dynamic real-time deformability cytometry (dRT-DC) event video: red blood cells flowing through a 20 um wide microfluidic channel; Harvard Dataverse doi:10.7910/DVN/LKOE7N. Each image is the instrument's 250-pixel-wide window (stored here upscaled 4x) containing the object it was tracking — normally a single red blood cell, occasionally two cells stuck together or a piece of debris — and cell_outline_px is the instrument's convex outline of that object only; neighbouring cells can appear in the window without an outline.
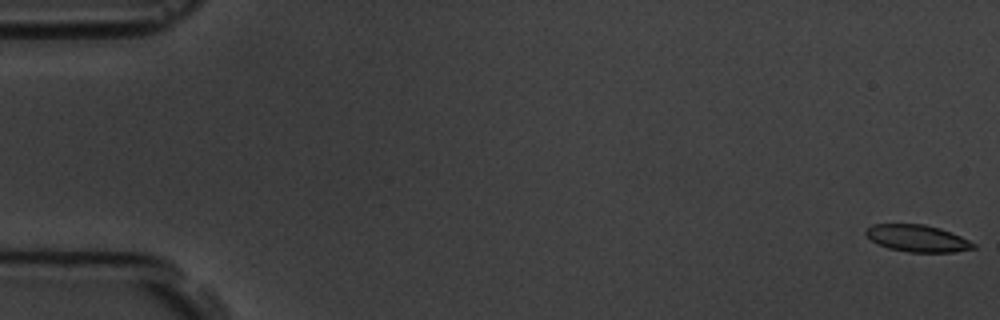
{"species": "common noctule bat (a hibernating species)", "species_latin": "Nyctalus noctula", "temperature_condition": "room temperature", "stored_images_in_passage": 5, "camera_frame_rate_fps": 3000, "um_per_image_px": 0.085, "animal": {"sex": "male", "body_mass_g": 19.5, "forearm_length_mm": 54.6}, "frame": {"image": 1, "passage_image": 1, "time_ms": 0.0, "image_size_px": [1000, 320], "cell_outline_px": [[976, 248], [952, 252], [908, 252], [888, 248], [872, 240], [864, 232], [872, 224], [924, 224], [940, 228], [960, 236], [976, 244]], "centroid_in_image_um": [77.99, 20.26], "position_along_channel_um": 7.0, "area_um2": 16.7}}
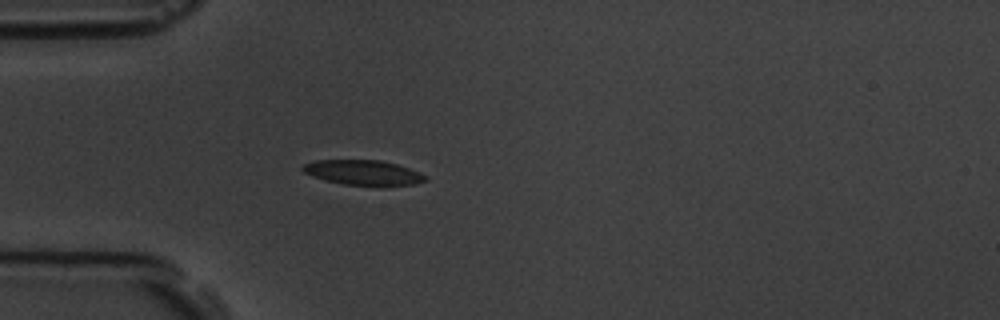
{"frame": {"image": 2, "passage_image": 5, "time_ms": 5.333, "image_size_px": [1000, 320], "cell_outline_px": [[428, 180], [416, 184], [388, 188], [384, 188], [344, 184], [324, 180], [312, 176], [304, 172], [300, 168], [304, 164], [316, 160], [380, 160], [396, 164], [408, 168], [424, 176]], "centroid_in_image_um": [30.89, 14.71], "position_along_channel_um": 54.1, "area_um2": 18.32}}